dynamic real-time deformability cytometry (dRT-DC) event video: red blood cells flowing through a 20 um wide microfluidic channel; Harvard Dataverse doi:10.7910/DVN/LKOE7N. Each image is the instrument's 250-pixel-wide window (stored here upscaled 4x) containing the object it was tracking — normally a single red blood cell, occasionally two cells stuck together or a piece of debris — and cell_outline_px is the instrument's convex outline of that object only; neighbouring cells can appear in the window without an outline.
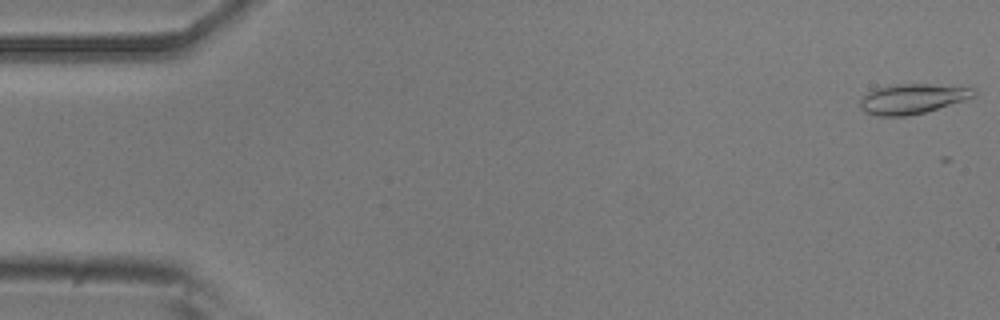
{"species": "common noctule bat (a hibernating species)", "species_latin": "Nyctalus noctula", "temperature_condition": "room temperature", "stored_images_in_passage": 3, "camera_frame_rate_fps": 3000, "um_per_image_px": 0.085, "animal": {"sex": "male", "body_mass_g": 20.5, "forearm_length_mm": 52.5}, "frame": {"image": 1, "passage_image": 1, "time_ms": 0.0, "image_size_px": [1000, 320], "cell_outline_px": [[976, 96], [964, 100], [924, 112], [908, 116], [876, 116], [864, 112], [860, 108], [860, 100], [868, 92], [876, 88], [896, 84], [928, 84], [976, 88]], "centroid_in_image_um": [77.54, 8.4], "position_along_channel_um": 7.5, "area_um2": 19.77}}